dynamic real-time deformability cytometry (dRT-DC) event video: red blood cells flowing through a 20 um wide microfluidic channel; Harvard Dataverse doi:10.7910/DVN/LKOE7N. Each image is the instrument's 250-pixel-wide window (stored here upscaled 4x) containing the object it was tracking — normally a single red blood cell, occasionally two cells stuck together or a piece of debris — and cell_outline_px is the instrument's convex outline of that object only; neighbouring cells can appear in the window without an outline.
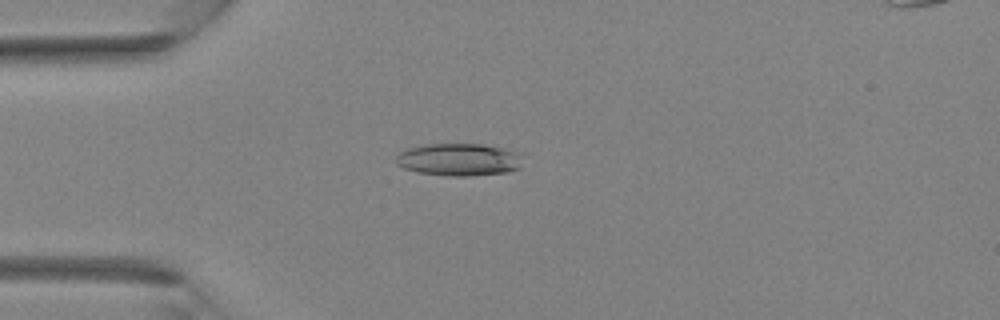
{"species": "Egyptian fruit bat (a non-hibernating species)", "species_latin": "Rousettus aegyptiacus", "temperature_condition": "room temperature", "stored_images_in_passage": 24, "camera_frame_rate_fps": 3000, "um_per_image_px": 0.085, "animal": {"sex": "female"}, "frame": {"image": 1, "passage_image": 1, "time_ms": 0.0, "image_size_px": [1000, 320], "cell_outline_px": [[524, 152], [520, 168], [508, 172], [468, 176], [448, 176], [420, 172], [404, 168], [396, 164], [396, 156], [400, 152], [408, 148], [424, 144], [480, 144], [504, 148]], "centroid_in_image_um": [39.07, 13.56], "position_along_channel_um": 45.9, "area_um2": 24.28}}
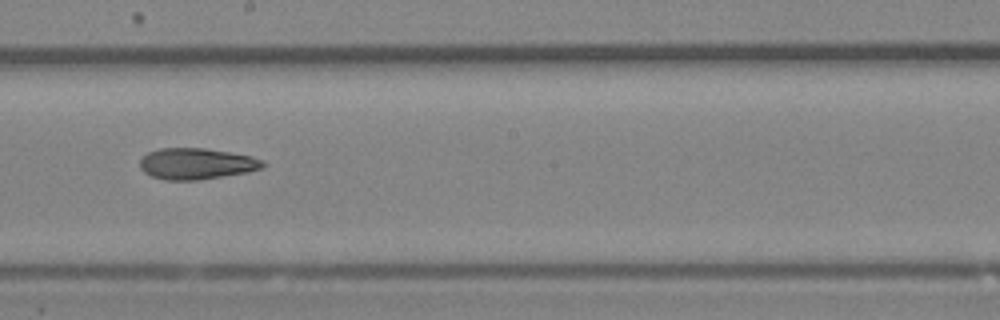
{"frame": {"image": 2, "passage_image": 12, "time_ms": 3.667, "image_size_px": [1000, 320], "cell_outline_px": [[268, 164], [260, 168], [248, 172], [200, 180], [164, 180], [152, 176], [144, 172], [140, 168], [140, 160], [148, 152], [160, 148], [204, 148], [252, 156], [264, 160]], "centroid_in_image_um": [16.71, 13.92], "position_along_channel_um": 231.5, "area_um2": 22.43}}
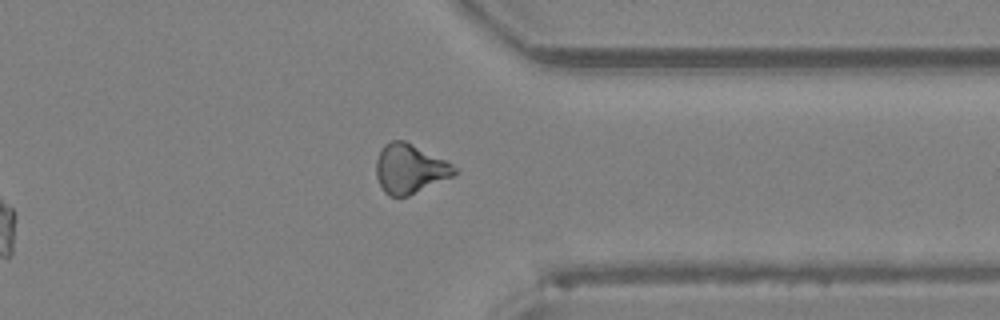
{"frame": {"image": 3, "passage_image": 20, "time_ms": 6.333, "image_size_px": [1000, 320], "cell_outline_px": [[460, 172], [452, 176], [408, 196], [388, 196], [384, 192], [376, 176], [376, 160], [384, 144], [392, 140], [404, 140], [460, 168]], "centroid_in_image_um": [34.83, 14.35], "position_along_channel_um": 376.6, "area_um2": 22.31}}